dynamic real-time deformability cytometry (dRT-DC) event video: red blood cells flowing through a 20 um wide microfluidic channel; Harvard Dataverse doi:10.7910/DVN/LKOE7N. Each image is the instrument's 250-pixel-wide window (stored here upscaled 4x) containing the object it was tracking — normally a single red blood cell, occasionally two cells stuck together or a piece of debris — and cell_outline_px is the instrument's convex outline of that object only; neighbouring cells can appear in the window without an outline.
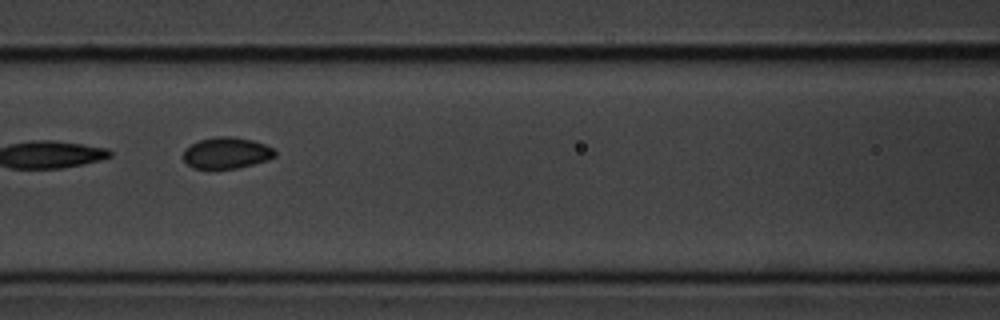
{"species": "common noctule bat (a hibernating species)", "species_latin": "Nyctalus noctula", "temperature_condition": "cold", "stored_images_in_passage": 8, "camera_frame_rate_fps": 3000, "um_per_image_px": 0.085, "animal": {"sex": "male", "body_mass_g": 20.1, "forearm_length_mm": 53.5}, "frame": {"image": 1, "passage_image": 7, "time_ms": 7.0, "image_size_px": [1000, 320], "cell_outline_px": [[276, 156], [268, 160], [236, 168], [192, 168], [184, 160], [184, 148], [200, 140], [216, 136], [232, 136], [252, 140], [264, 144], [272, 148], [276, 152]], "centroid_in_image_um": [19.26, 12.99], "position_along_channel_um": 147.3, "area_um2": 16.59}}